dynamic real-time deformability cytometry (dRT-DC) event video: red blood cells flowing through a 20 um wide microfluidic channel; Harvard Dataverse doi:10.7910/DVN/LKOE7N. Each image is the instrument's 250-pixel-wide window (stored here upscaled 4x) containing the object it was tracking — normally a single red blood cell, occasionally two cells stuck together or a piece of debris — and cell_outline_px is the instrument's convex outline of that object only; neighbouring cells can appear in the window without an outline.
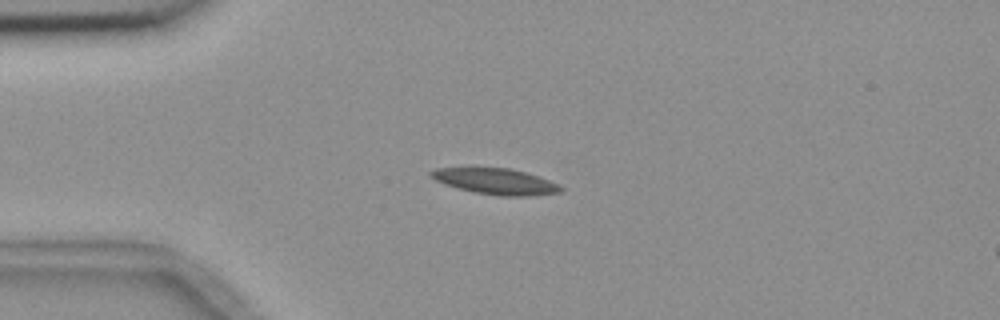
{"species": "common noctule bat (a hibernating species)", "species_latin": "Nyctalus noctula", "temperature_condition": "room temperature", "stored_images_in_passage": 7, "camera_frame_rate_fps": 3000, "um_per_image_px": 0.085, "animal": {"sex": "female", "body_mass_g": 18.4}, "frame": {"image": 1, "passage_image": 3, "time_ms": 3.333, "image_size_px": [1000, 320], "cell_outline_px": [[564, 188], [560, 192], [528, 196], [500, 196], [476, 192], [456, 188], [444, 184], [428, 176], [428, 172], [436, 168], [472, 164], [476, 164], [508, 168], [540, 176]], "centroid_in_image_um": [41.99, 15.35], "position_along_channel_um": 43.0, "area_um2": 20.58}}
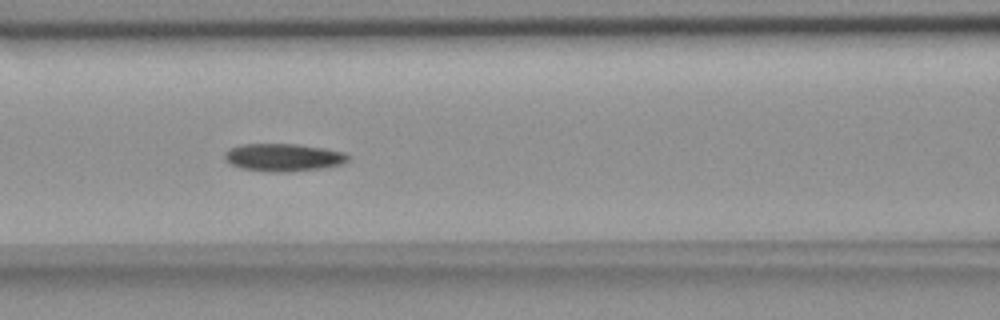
{"frame": {"image": 2, "passage_image": 6, "time_ms": 6.667, "image_size_px": [1000, 320], "cell_outline_px": [[352, 156], [344, 164], [324, 168], [288, 172], [268, 172], [244, 168], [232, 164], [224, 160], [224, 152], [228, 148], [240, 144], [296, 144], [324, 148], [344, 152]], "centroid_in_image_um": [24.11, 13.38], "position_along_channel_um": 142.5, "area_um2": 20.17}}
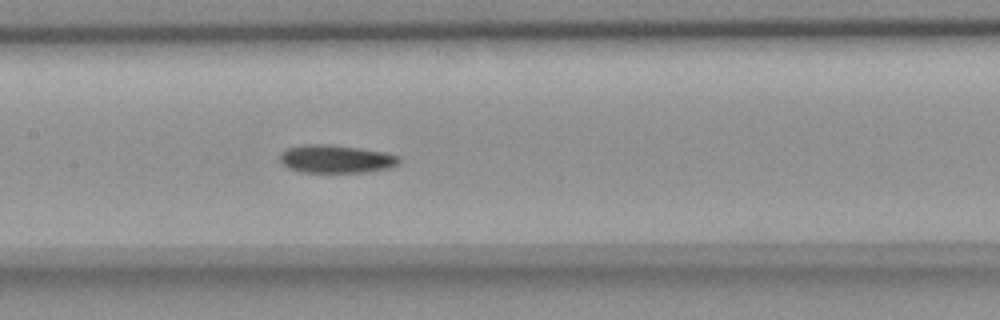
{"frame": {"image": 3, "passage_image": 7, "time_ms": 7.667, "image_size_px": [1000, 320], "cell_outline_px": [[400, 164], [388, 168], [364, 172], [304, 172], [288, 168], [280, 160], [280, 152], [288, 148], [304, 144], [328, 144], [360, 148], [384, 152], [400, 156]], "centroid_in_image_um": [28.57, 13.5], "position_along_channel_um": 178.8, "area_um2": 19.48}}